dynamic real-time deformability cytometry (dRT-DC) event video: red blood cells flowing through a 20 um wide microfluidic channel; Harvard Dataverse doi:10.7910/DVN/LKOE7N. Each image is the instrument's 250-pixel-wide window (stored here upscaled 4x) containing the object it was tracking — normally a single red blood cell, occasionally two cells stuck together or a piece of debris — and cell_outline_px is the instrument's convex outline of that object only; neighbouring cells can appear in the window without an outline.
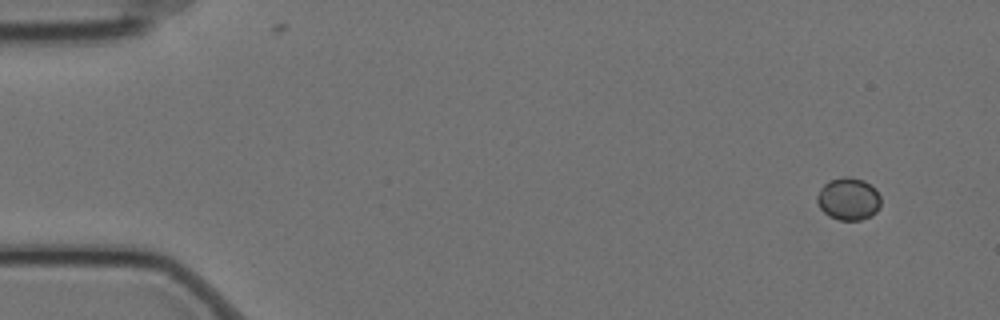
{"species": "Egyptian fruit bat (a non-hibernating species)", "species_latin": "Rousettus aegyptiacus", "temperature_condition": "cold", "stored_images_in_passage": 6, "camera_frame_rate_fps": 3000, "um_per_image_px": 0.085, "animal": {"sex": "female"}, "frame": {"image": 1, "passage_image": 1, "time_ms": 0.0, "image_size_px": [1000, 320], "cell_outline_px": [[880, 208], [872, 216], [860, 220], [840, 220], [824, 212], [820, 208], [816, 200], [816, 196], [820, 188], [828, 180], [844, 176], [848, 176], [864, 180], [876, 188], [880, 196]], "centroid_in_image_um": [72.13, 16.89], "position_along_channel_um": 12.9, "area_um2": 15.95}}
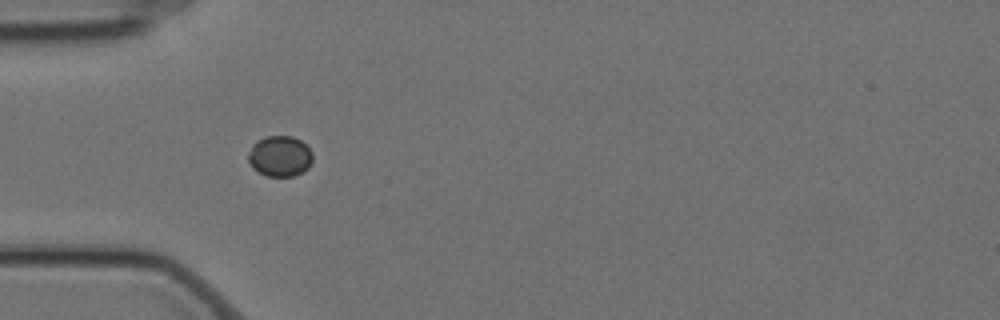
{"frame": {"image": 2, "passage_image": 5, "time_ms": 1.333, "image_size_px": [1000, 320], "cell_outline_px": [[312, 160], [308, 168], [304, 172], [292, 176], [268, 176], [252, 168], [248, 160], [248, 152], [252, 144], [256, 140], [268, 136], [292, 136], [300, 140], [312, 152]], "centroid_in_image_um": [23.77, 13.27], "position_along_channel_um": 61.2, "area_um2": 15.32}}
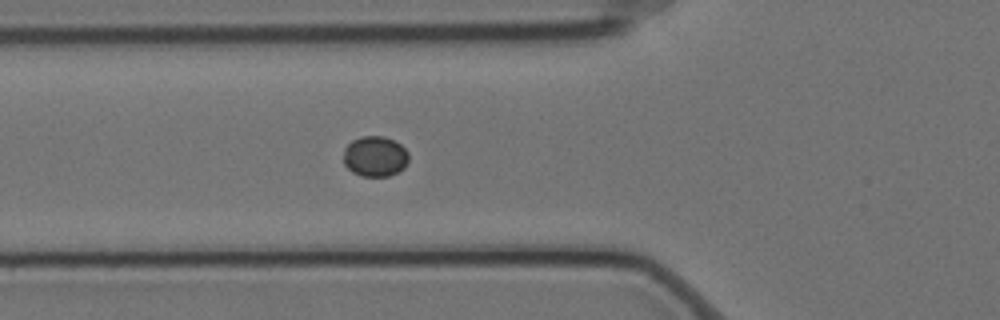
{"frame": {"image": 3, "passage_image": 6, "time_ms": 1.667, "image_size_px": [1000, 320], "cell_outline_px": [[408, 160], [404, 168], [400, 172], [388, 176], [360, 176], [352, 172], [344, 164], [344, 148], [352, 140], [360, 136], [384, 136], [400, 144], [408, 152]], "centroid_in_image_um": [31.88, 13.3], "position_along_channel_um": 93.9, "area_um2": 15.49}}